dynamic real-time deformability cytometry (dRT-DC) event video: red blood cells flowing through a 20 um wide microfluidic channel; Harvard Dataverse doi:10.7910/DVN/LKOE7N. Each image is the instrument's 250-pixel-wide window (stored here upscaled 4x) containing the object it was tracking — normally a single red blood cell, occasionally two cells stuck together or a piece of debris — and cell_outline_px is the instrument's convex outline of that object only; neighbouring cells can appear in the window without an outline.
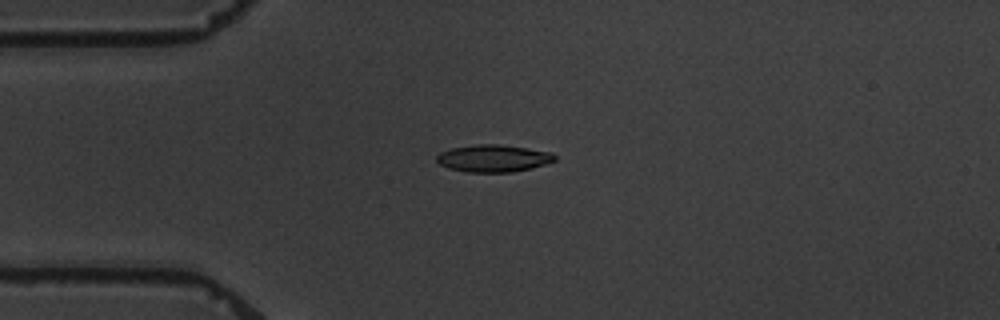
{"species": "common noctule bat (a hibernating species)", "species_latin": "Nyctalus noctula", "temperature_condition": "warm", "stored_images_in_passage": 3, "camera_frame_rate_fps": 3000, "um_per_image_px": 0.085, "animal": {"sex": "male", "body_mass_g": 19.5, "forearm_length_mm": 54.6}, "frame": {"image": 1, "passage_image": 2, "time_ms": 1.333, "image_size_px": [1000, 320], "cell_outline_px": [[556, 160], [532, 168], [512, 172], [464, 172], [448, 168], [440, 164], [436, 160], [436, 156], [440, 152], [452, 148], [476, 144], [500, 144], [528, 148], [552, 152], [556, 156]], "centroid_in_image_um": [41.93, 13.45], "position_along_channel_um": 43.1, "area_um2": 18.84}}